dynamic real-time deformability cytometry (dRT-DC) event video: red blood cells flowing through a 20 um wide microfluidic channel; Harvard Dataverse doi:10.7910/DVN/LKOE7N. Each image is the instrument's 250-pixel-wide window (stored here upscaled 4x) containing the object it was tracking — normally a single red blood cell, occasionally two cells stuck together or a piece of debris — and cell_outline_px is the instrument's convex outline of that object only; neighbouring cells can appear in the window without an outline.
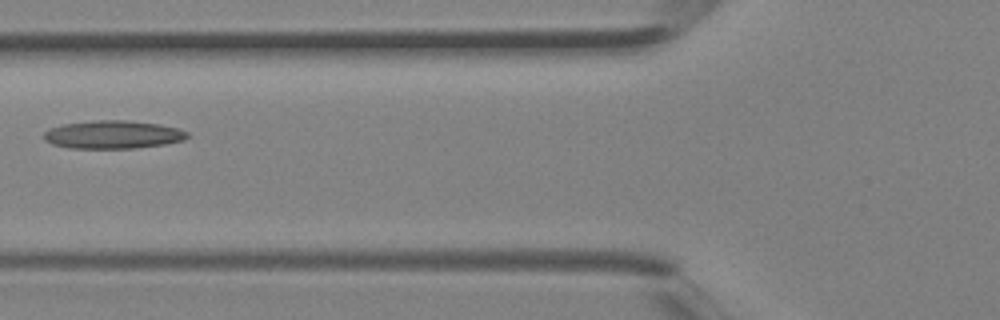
{"species": "Egyptian fruit bat (a non-hibernating species)", "species_latin": "Rousettus aegyptiacus", "temperature_condition": "room temperature", "stored_images_in_passage": 5, "camera_frame_rate_fps": 3000, "um_per_image_px": 0.085, "animal": {"sex": "female"}, "frame": {"image": 1, "passage_image": 5, "time_ms": 1.333, "image_size_px": [1000, 320], "cell_outline_px": [[188, 136], [184, 140], [164, 144], [132, 148], [72, 148], [52, 144], [44, 140], [44, 132], [48, 128], [64, 124], [96, 120], [124, 120], [160, 124], [176, 128], [188, 132]], "centroid_in_image_um": [9.58, 11.44], "position_along_channel_um": 116.2, "area_um2": 23.35}}